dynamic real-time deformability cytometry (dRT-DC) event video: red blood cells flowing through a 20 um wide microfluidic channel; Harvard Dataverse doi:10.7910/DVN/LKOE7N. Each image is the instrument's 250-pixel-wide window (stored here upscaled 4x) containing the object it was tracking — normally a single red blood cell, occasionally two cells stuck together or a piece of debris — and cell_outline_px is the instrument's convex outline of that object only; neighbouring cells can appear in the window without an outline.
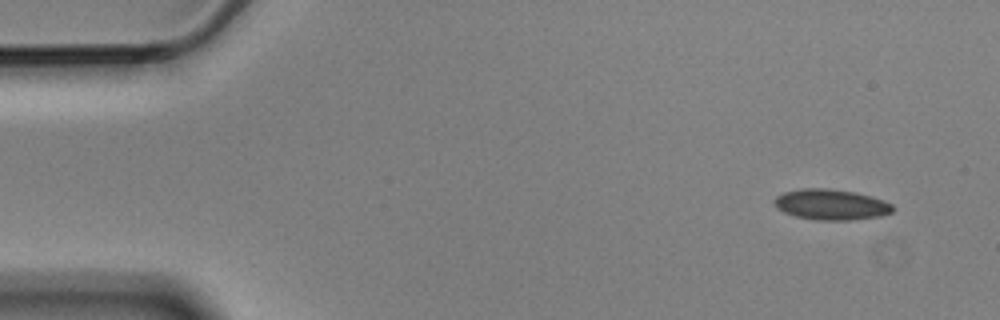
{"species": "Egyptian fruit bat (a non-hibernating species)", "species_latin": "Rousettus aegyptiacus", "temperature_condition": "cold", "stored_images_in_passage": 7, "camera_frame_rate_fps": 3000, "um_per_image_px": 0.085, "animal": {"sex": "male"}, "frame": {"image": 1, "passage_image": 1, "time_ms": 0.0, "image_size_px": [1000, 320], "cell_outline_px": [[896, 208], [892, 212], [880, 216], [848, 220], [816, 220], [796, 216], [784, 212], [776, 208], [772, 200], [776, 196], [784, 192], [804, 188], [828, 188], [856, 192], [872, 196], [884, 200], [892, 204]], "centroid_in_image_um": [70.65, 17.38], "position_along_channel_um": 14.4, "area_um2": 21.33}}
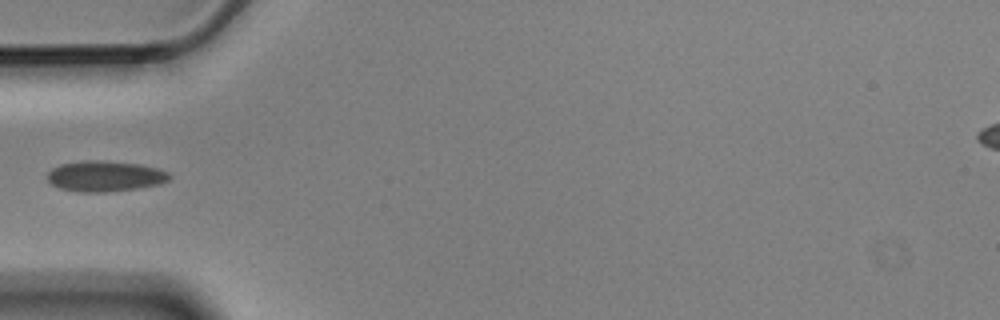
{"frame": {"image": 2, "passage_image": 5, "time_ms": 1.333, "image_size_px": [1000, 320], "cell_outline_px": [[172, 176], [168, 180], [160, 184], [136, 188], [104, 192], [80, 192], [60, 188], [52, 184], [48, 180], [48, 172], [52, 168], [60, 164], [84, 160], [104, 160], [140, 164], [156, 168], [168, 172]], "centroid_in_image_um": [8.92, 14.96], "position_along_channel_um": 76.1, "area_um2": 21.79}}
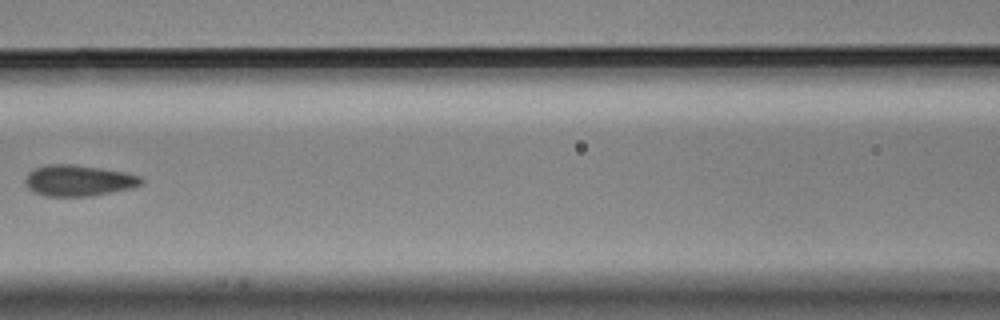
{"frame": {"image": 3, "passage_image": 7, "time_ms": 2.0, "image_size_px": [1000, 320], "cell_outline_px": [[144, 184], [132, 188], [92, 196], [44, 196], [32, 192], [24, 184], [24, 180], [28, 172], [36, 168], [48, 164], [72, 164], [100, 168], [124, 172], [140, 176], [144, 180]], "centroid_in_image_um": [6.66, 15.35], "position_along_channel_um": 159.9, "area_um2": 21.21}}